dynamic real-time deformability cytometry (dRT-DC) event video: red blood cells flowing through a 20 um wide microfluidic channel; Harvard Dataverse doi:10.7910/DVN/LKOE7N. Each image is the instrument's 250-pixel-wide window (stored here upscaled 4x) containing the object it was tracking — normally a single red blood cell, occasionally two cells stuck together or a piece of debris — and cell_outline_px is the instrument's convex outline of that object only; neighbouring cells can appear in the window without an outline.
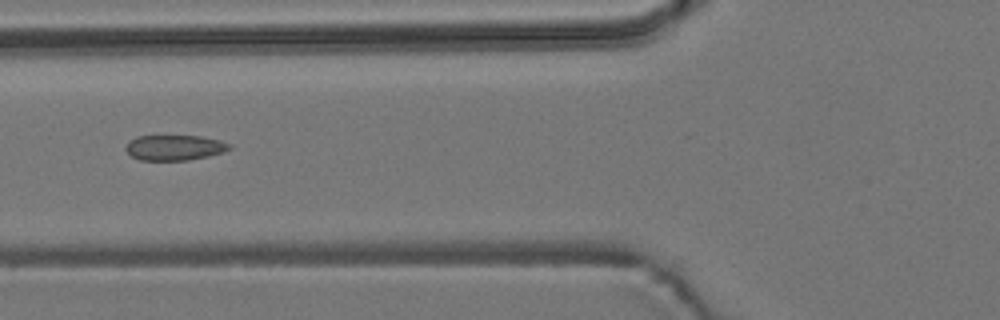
{"species": "common noctule bat (a hibernating species)", "species_latin": "Nyctalus noctula", "temperature_condition": "room temperature", "stored_images_in_passage": 9, "camera_frame_rate_fps": 3000, "um_per_image_px": 0.085, "animal": {"sex": "male", "body_mass_g": 19.2, "forearm_length_mm": 51.8}, "frame": {"image": 1, "passage_image": 4, "time_ms": 4.667, "image_size_px": [1000, 320], "cell_outline_px": [[232, 148], [224, 152], [208, 156], [188, 160], [140, 160], [132, 156], [124, 148], [128, 140], [136, 136], [200, 136], [220, 140], [232, 144]], "centroid_in_image_um": [14.84, 12.54], "position_along_channel_um": 111.0, "area_um2": 15.43}}
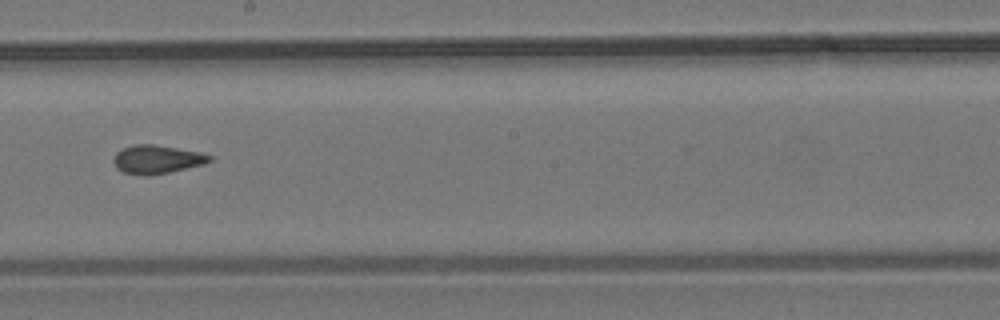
{"frame": {"image": 2, "passage_image": 7, "time_ms": 8.0, "image_size_px": [1000, 320], "cell_outline_px": [[212, 160], [204, 164], [168, 172], [148, 176], [144, 176], [124, 172], [116, 168], [112, 160], [116, 152], [132, 144], [152, 144], [200, 152], [212, 156]], "centroid_in_image_um": [13.31, 13.54], "position_along_channel_um": 234.9, "area_um2": 15.9}}
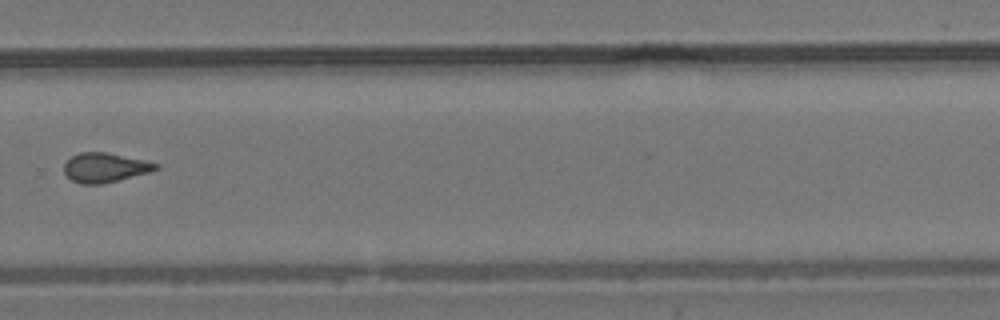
{"frame": {"image": 3, "passage_image": 9, "time_ms": 10.333, "image_size_px": [1000, 320], "cell_outline_px": [[160, 168], [148, 172], [100, 184], [80, 184], [72, 180], [64, 172], [64, 164], [72, 156], [80, 152], [104, 152], [144, 160], [160, 164]], "centroid_in_image_um": [8.91, 14.24], "position_along_channel_um": 320.9, "area_um2": 15.43}}